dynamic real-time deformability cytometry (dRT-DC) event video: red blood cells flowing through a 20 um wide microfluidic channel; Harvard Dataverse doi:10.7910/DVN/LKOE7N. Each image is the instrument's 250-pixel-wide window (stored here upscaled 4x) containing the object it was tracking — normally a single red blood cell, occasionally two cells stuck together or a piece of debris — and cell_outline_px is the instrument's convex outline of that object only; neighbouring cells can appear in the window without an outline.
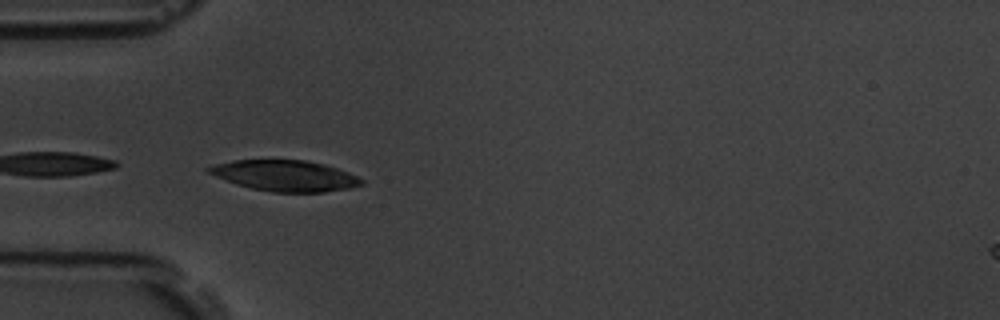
{"species": "common noctule bat (a hibernating species)", "species_latin": "Nyctalus noctula", "temperature_condition": "room temperature", "stored_images_in_passage": 10, "camera_frame_rate_fps": 3000, "um_per_image_px": 0.085, "animal": {"sex": "male", "body_mass_g": 19.5, "forearm_length_mm": 54.6}, "frame": {"image": 1, "passage_image": 5, "time_ms": 4.333, "image_size_px": [1000, 320], "cell_outline_px": [[364, 184], [348, 188], [324, 192], [272, 192], [252, 188], [236, 184], [216, 176], [208, 172], [204, 168], [212, 164], [232, 160], [304, 160], [324, 164], [348, 172], [364, 180]], "centroid_in_image_um": [24.2, 14.93], "position_along_channel_um": 60.8, "area_um2": 27.4}}
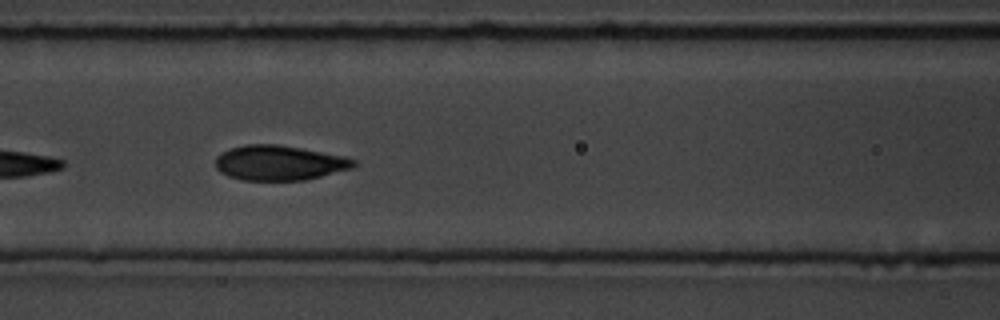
{"frame": {"image": 2, "passage_image": 7, "time_ms": 6.667, "image_size_px": [1000, 320], "cell_outline_px": [[356, 164], [352, 168], [304, 180], [240, 180], [228, 176], [220, 172], [216, 168], [216, 156], [232, 148], [244, 144], [276, 144], [300, 148], [344, 156], [356, 160]], "centroid_in_image_um": [23.72, 13.84], "position_along_channel_um": 142.9, "area_um2": 27.92}}
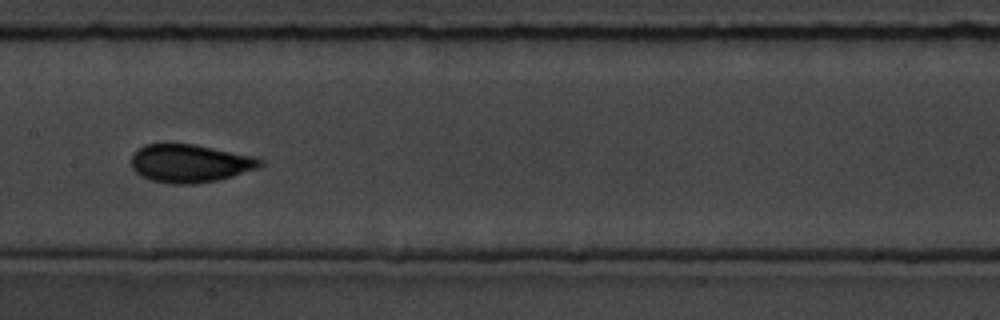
{"frame": {"image": 3, "passage_image": 8, "time_ms": 8.0, "image_size_px": [1000, 320], "cell_outline_px": [[264, 164], [256, 168], [232, 176], [216, 180], [192, 184], [172, 184], [152, 180], [140, 176], [132, 168], [132, 156], [144, 144], [196, 144], [256, 156], [264, 160]], "centroid_in_image_um": [16.17, 13.88], "position_along_channel_um": 191.2, "area_um2": 28.55}}